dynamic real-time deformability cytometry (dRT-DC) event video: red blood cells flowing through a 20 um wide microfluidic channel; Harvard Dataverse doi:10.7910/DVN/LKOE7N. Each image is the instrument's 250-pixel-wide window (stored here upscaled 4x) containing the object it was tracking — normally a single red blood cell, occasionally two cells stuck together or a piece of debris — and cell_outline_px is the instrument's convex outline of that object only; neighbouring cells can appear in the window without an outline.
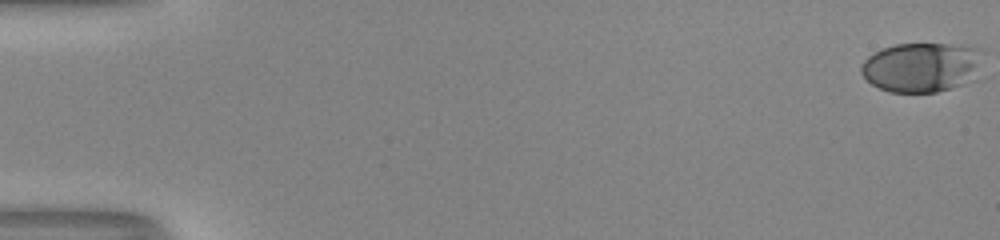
{"species": "human", "species_latin": "Homo sapiens", "temperature_condition": "room temperature", "stored_images_in_passage": 54, "camera_frame_rate_fps": 3000, "um_per_image_px": 0.085, "donor": {"sex": "male"}, "frame": {"image": 1, "passage_image": 1, "time_ms": 0.0, "image_size_px": [1000, 240], "cell_outline_px": [[984, 52], [968, 80], [960, 84], [936, 92], [888, 92], [872, 84], [860, 72], [860, 64], [868, 56], [884, 48], [896, 44], [948, 44], [984, 48]], "centroid_in_image_um": [78.26, 5.69], "position_along_channel_um": 6.7, "area_um2": 34.51}}
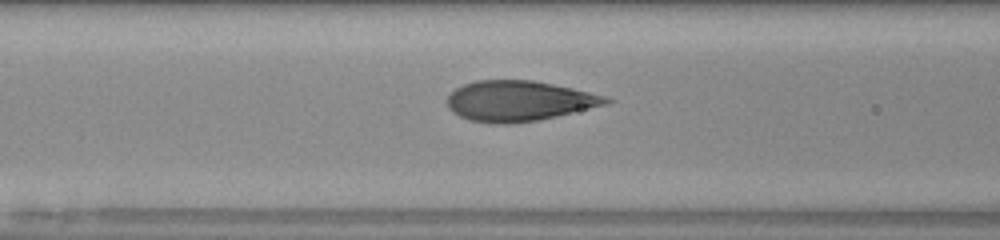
{"frame": {"image": 2, "passage_image": 24, "time_ms": 7.667, "image_size_px": [1000, 240], "cell_outline_px": [[612, 100], [608, 104], [556, 116], [536, 120], [512, 124], [496, 124], [468, 120], [452, 112], [448, 108], [448, 96], [456, 88], [464, 84], [476, 80], [532, 80], [572, 88], [608, 96]], "centroid_in_image_um": [44.1, 8.58], "position_along_channel_um": 122.5, "area_um2": 37.28}}
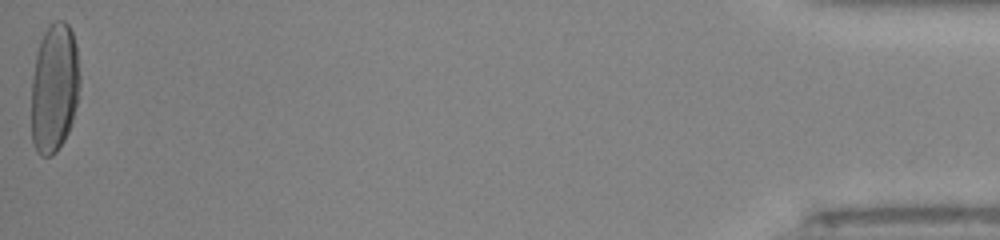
{"frame": {"image": 3, "passage_image": 54, "time_ms": 17.667, "image_size_px": [1000, 240], "cell_outline_px": [[80, 84], [72, 124], [64, 140], [56, 152], [52, 156], [40, 156], [36, 152], [32, 140], [32, 80], [36, 56], [40, 40], [48, 24], [56, 20], [64, 20], [68, 24], [72, 32], [76, 44], [80, 76]], "centroid_in_image_um": [4.63, 7.47], "position_along_channel_um": 430.6, "area_um2": 36.82}, "authors_computed_cell_mechanics": {"area_um2": 36.4718, "velocity_mm_per_s": 4.0444, "shape_relaxation_time_tau1_ms": 4.2915, "shape_relaxation_time_tau2_ms": null, "deformation_change_tau1": 0.2097, "deformation_change_tau2": null}}